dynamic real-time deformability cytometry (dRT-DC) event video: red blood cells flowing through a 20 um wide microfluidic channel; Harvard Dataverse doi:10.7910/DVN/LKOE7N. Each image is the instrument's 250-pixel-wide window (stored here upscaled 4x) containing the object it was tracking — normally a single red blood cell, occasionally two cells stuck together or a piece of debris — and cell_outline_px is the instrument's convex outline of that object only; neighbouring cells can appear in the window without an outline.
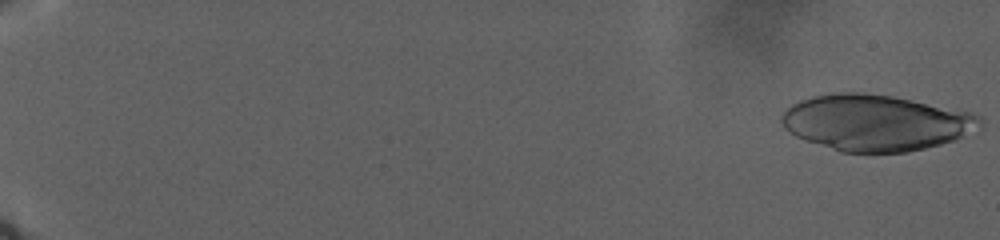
{"species": "human", "species_latin": "Homo sapiens", "temperature_condition": "warm", "stored_images_in_passage": 20, "camera_frame_rate_fps": 3000, "um_per_image_px": 0.085, "donor": {"sex": "male"}, "frame": {"image": 1, "passage_image": 1, "time_ms": 0.0, "image_size_px": [1000, 240], "cell_outline_px": [[984, 124], [964, 136], [940, 144], [908, 152], [840, 152], [804, 140], [788, 132], [784, 128], [780, 120], [780, 116], [792, 104], [800, 100], [812, 96], [836, 92], [864, 92], [892, 96], [972, 112], [980, 116], [984, 120]], "centroid_in_image_um": [74.42, 10.42], "position_along_channel_um": 10.6, "area_um2": 65.03}}
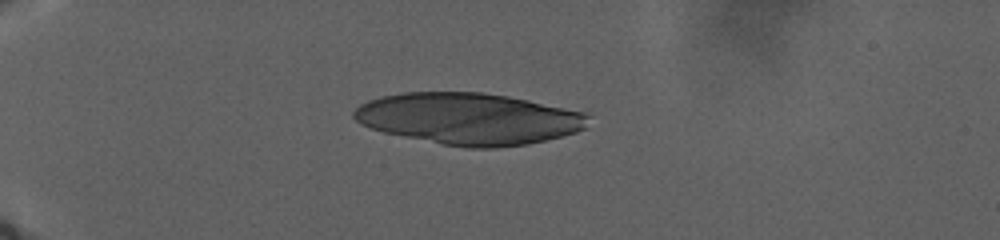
{"frame": {"image": 2, "passage_image": 13, "time_ms": 11.667, "image_size_px": [1000, 240], "cell_outline_px": [[592, 116], [588, 128], [576, 132], [528, 144], [496, 148], [468, 148], [444, 144], [384, 132], [360, 124], [352, 116], [352, 112], [360, 104], [368, 100], [380, 96], [400, 92], [484, 92], [508, 96], [528, 100], [584, 112]], "centroid_in_image_um": [39.87, 10.08], "position_along_channel_um": 45.1, "area_um2": 70.63}}